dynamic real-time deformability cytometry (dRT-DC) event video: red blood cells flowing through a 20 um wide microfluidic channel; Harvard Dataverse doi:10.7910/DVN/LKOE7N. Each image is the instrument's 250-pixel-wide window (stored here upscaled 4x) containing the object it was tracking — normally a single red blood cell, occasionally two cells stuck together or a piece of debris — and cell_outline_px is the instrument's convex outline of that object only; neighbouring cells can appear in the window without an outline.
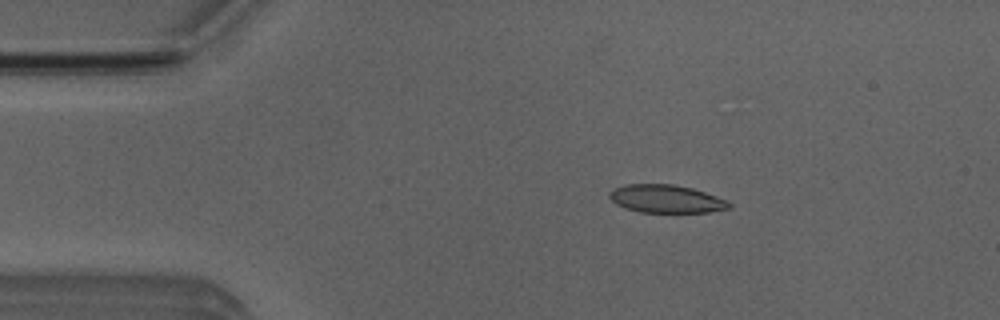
{"species": "Egyptian fruit bat (a non-hibernating species)", "species_latin": "Rousettus aegyptiacus", "temperature_condition": "room temperature", "stored_images_in_passage": 51, "camera_frame_rate_fps": 3000, "um_per_image_px": 0.085, "animal": {"sex": "male"}, "frame": {"image": 1, "passage_image": 8, "time_ms": 2.333, "image_size_px": [1000, 320], "cell_outline_px": [[732, 204], [728, 208], [708, 212], [640, 212], [624, 208], [616, 204], [608, 196], [608, 192], [612, 188], [624, 184], [672, 184], [692, 188], [716, 196]], "centroid_in_image_um": [56.54, 16.89], "position_along_channel_um": 28.5, "area_um2": 19.48}}
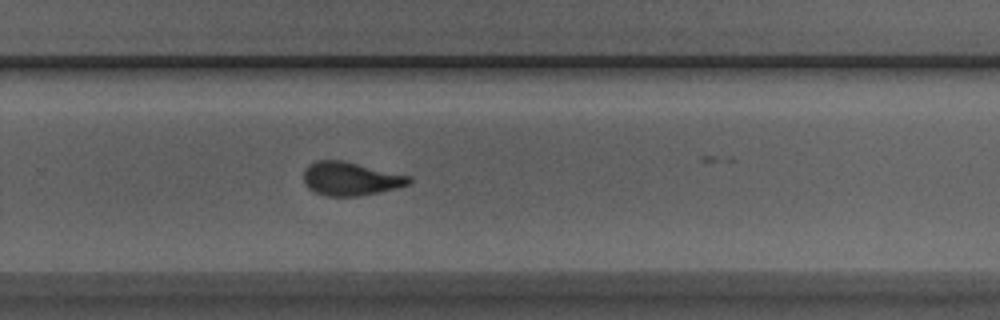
{"frame": {"image": 2, "passage_image": 33, "time_ms": 10.667, "image_size_px": [1000, 320], "cell_outline_px": [[412, 180], [408, 184], [396, 188], [360, 196], [328, 196], [316, 192], [308, 188], [304, 184], [304, 168], [308, 164], [316, 160], [340, 160], [408, 176]], "centroid_in_image_um": [29.72, 15.2], "position_along_channel_um": 300.1, "area_um2": 20.23}}
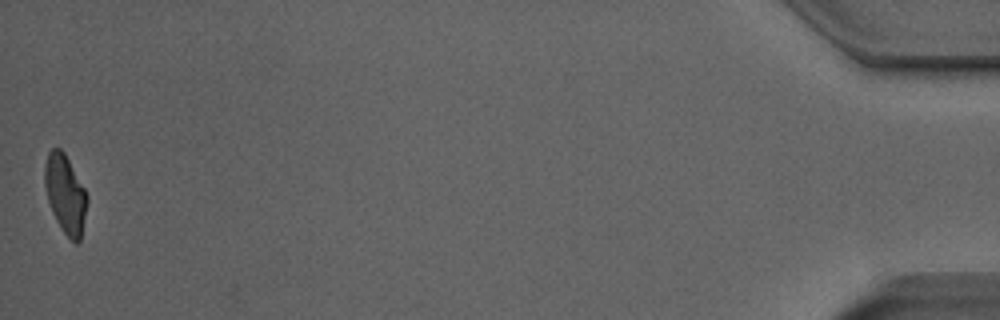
{"frame": {"image": 3, "passage_image": 51, "time_ms": 16.667, "image_size_px": [1000, 320], "cell_outline_px": [[88, 200], [80, 240], [76, 244], [60, 228], [52, 212], [48, 200], [44, 184], [44, 168], [48, 152], [52, 148], [60, 148], [64, 152], [84, 188], [88, 196]], "centroid_in_image_um": [5.54, 16.49], "position_along_channel_um": 429.7, "area_um2": 19.25}, "authors_computed_cell_mechanics": {"area_um2": 20.23, "velocity_mm_per_s": 3.886, "shape_relaxation_time_tau1_ms": 4.9062, "shape_relaxation_time_tau2_ms": 1.8071, "deformation_change_tau1": 0.167, "deformation_change_tau2": 0.0801}}